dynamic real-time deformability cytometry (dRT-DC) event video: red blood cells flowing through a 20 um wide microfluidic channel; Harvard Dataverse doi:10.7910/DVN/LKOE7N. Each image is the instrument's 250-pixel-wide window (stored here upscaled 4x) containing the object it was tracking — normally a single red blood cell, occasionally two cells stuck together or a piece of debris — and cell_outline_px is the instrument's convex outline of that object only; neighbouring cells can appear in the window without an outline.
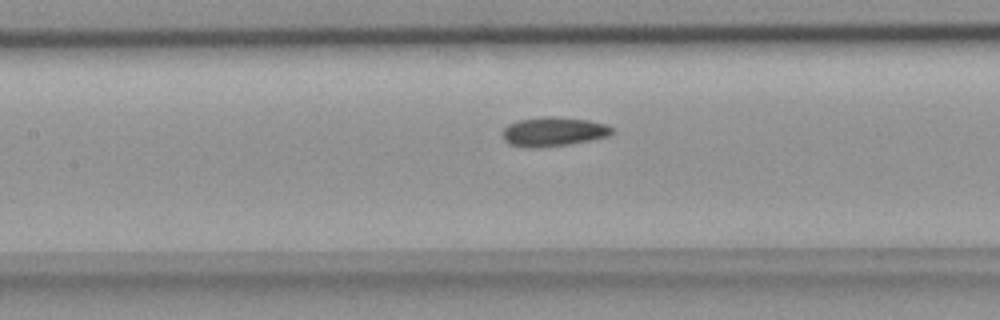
{"species": "common noctule bat (a hibernating species)", "species_latin": "Nyctalus noctula", "temperature_condition": "room temperature", "stored_images_in_passage": 37, "camera_frame_rate_fps": 3000, "um_per_image_px": 0.085, "animal": {"sex": "female", "body_mass_g": 18.4}, "frame": {"image": 1, "passage_image": 10, "time_ms": 3.0, "image_size_px": [1000, 320], "cell_outline_px": [[612, 132], [608, 136], [592, 140], [568, 144], [536, 148], [528, 148], [512, 144], [504, 140], [504, 128], [508, 124], [520, 120], [544, 116], [552, 116], [588, 120], [604, 124], [612, 128]], "centroid_in_image_um": [47.04, 11.19], "position_along_channel_um": 160.4, "area_um2": 18.38}}
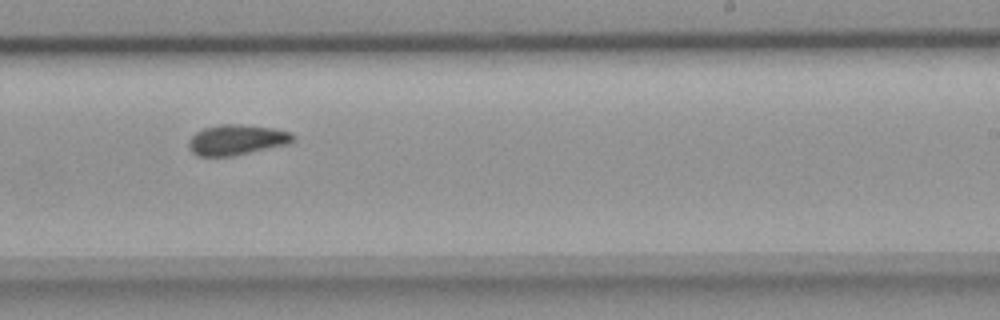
{"frame": {"image": 2, "passage_image": 18, "time_ms": 5.667, "image_size_px": [1000, 320], "cell_outline_px": [[296, 140], [288, 144], [232, 156], [200, 156], [192, 152], [188, 144], [188, 140], [196, 132], [204, 128], [220, 124], [240, 124], [272, 128], [292, 132], [296, 136]], "centroid_in_image_um": [20.15, 11.88], "position_along_channel_um": 268.9, "area_um2": 18.5}}
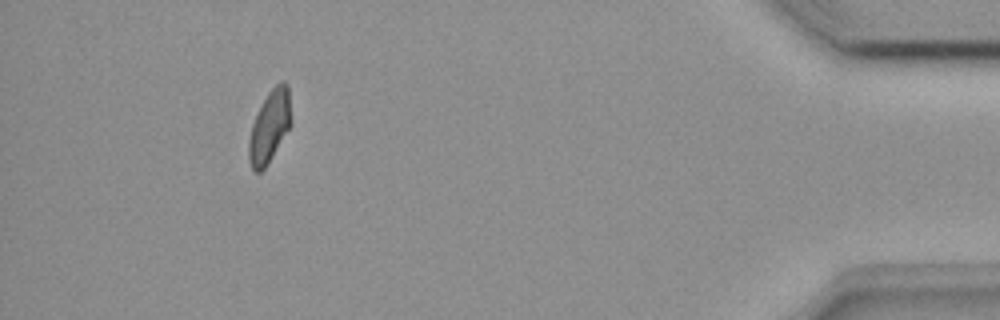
{"frame": {"image": 3, "passage_image": 33, "time_ms": 10.667, "image_size_px": [1000, 320], "cell_outline_px": [[292, 124], [268, 164], [260, 172], [252, 172], [248, 160], [248, 140], [252, 124], [268, 92], [280, 80], [284, 80], [288, 84]], "centroid_in_image_um": [22.92, 10.77], "position_along_channel_um": 412.3, "area_um2": 17.98}}